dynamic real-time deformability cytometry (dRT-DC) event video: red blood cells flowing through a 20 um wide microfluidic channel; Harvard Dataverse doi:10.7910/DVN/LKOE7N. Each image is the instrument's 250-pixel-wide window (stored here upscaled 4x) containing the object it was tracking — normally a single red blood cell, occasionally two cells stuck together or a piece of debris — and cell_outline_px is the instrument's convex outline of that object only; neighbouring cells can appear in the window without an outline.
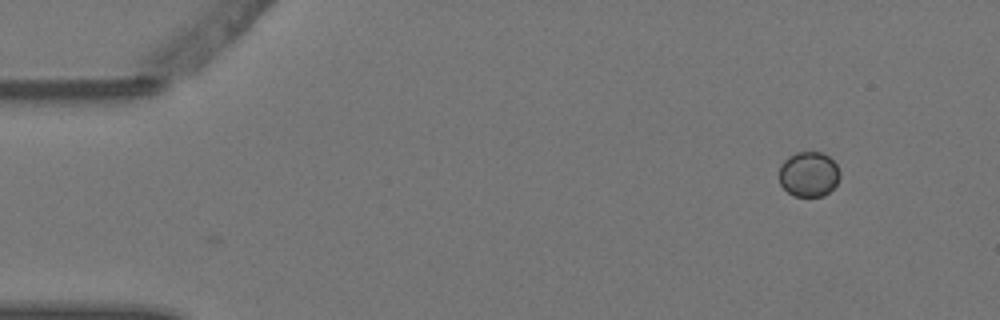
{"species": "Egyptian fruit bat (a non-hibernating species)", "species_latin": "Rousettus aegyptiacus", "temperature_condition": "warm", "stored_images_in_passage": 2, "camera_frame_rate_fps": 3000, "um_per_image_px": 0.085, "animal": {"sex": "female"}, "frame": {"image": 1, "passage_image": 2, "time_ms": 0.333, "image_size_px": [1000, 320], "cell_outline_px": [[840, 176], [836, 184], [824, 196], [792, 196], [780, 184], [780, 164], [788, 156], [796, 152], [820, 152], [828, 156], [836, 164], [840, 172]], "centroid_in_image_um": [68.73, 14.8], "position_along_channel_um": 16.3, "area_um2": 15.95}}